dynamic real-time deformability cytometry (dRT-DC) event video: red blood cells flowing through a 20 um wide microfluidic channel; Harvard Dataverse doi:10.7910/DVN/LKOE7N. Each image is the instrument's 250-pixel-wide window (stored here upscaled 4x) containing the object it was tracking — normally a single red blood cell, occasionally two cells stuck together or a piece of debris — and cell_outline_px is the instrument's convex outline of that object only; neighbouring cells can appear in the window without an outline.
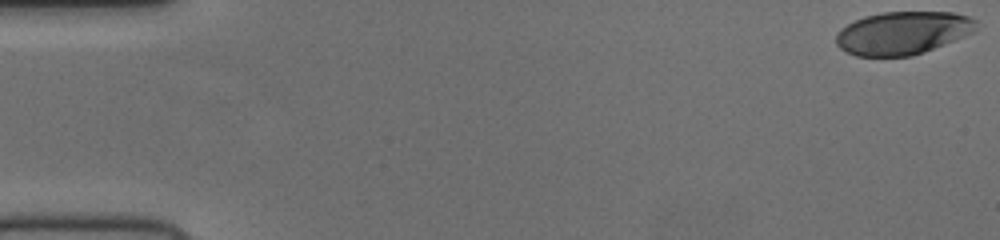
{"species": "human", "species_latin": "Homo sapiens", "temperature_condition": "cold", "stored_images_in_passage": 53, "camera_frame_rate_fps": 3000, "um_per_image_px": 0.085, "donor": {"sex": "female"}, "frame": {"image": 1, "passage_image": 1, "time_ms": 0.0, "image_size_px": [1000, 240], "cell_outline_px": [[976, 28], [972, 32], [964, 36], [924, 52], [912, 56], [856, 56], [840, 48], [836, 44], [836, 32], [840, 28], [864, 16], [884, 12], [952, 12], [968, 16], [976, 20]], "centroid_in_image_um": [76.71, 2.8], "position_along_channel_um": 8.3, "area_um2": 34.97}}
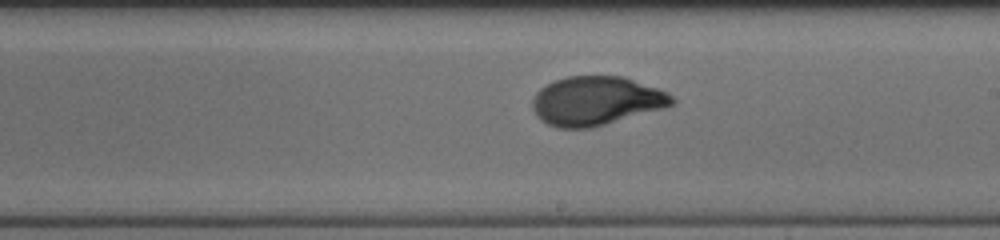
{"frame": {"image": 2, "passage_image": 31, "time_ms": 10.0, "image_size_px": [1000, 240], "cell_outline_px": [[676, 100], [672, 104], [664, 108], [604, 124], [588, 128], [560, 128], [548, 124], [540, 120], [536, 116], [532, 108], [532, 100], [536, 92], [540, 88], [556, 80], [568, 76], [624, 76], [668, 92]], "centroid_in_image_um": [50.66, 8.57], "position_along_channel_um": 238.3, "area_um2": 39.59}}
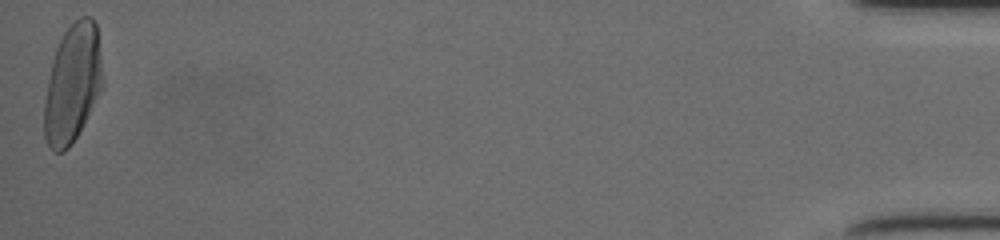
{"frame": {"image": 3, "passage_image": 53, "time_ms": 17.333, "image_size_px": [1000, 240], "cell_outline_px": [[100, 88], [72, 144], [64, 152], [52, 152], [44, 136], [44, 104], [48, 80], [52, 60], [56, 48], [64, 32], [80, 16], [92, 16], [96, 24], [100, 60]], "centroid_in_image_um": [6.1, 7.1], "position_along_channel_um": 429.1, "area_um2": 39.02}}